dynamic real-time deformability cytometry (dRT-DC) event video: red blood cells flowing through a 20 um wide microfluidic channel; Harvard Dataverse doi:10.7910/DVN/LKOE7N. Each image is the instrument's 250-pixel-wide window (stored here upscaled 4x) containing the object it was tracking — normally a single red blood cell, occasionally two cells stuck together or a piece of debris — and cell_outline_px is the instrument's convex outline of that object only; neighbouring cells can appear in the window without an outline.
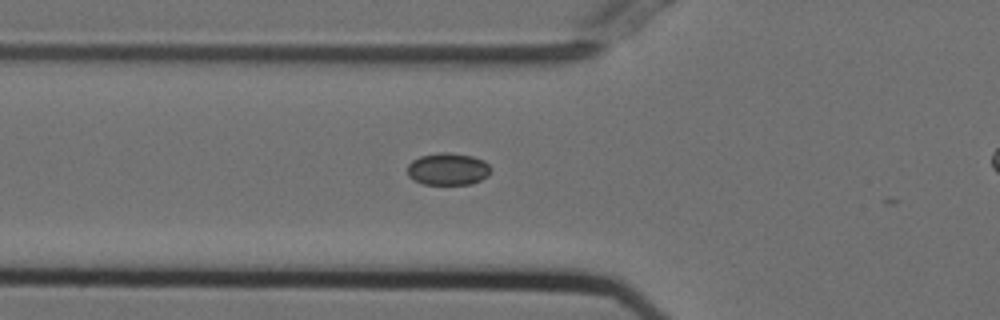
{"species": "Egyptian fruit bat (a non-hibernating species)", "species_latin": "Rousettus aegyptiacus", "temperature_condition": "cold", "stored_images_in_passage": 7, "camera_frame_rate_fps": 3000, "um_per_image_px": 0.085, "animal": {"sex": "female"}, "frame": {"image": 1, "passage_image": 2, "time_ms": 0.333, "image_size_px": [1000, 320], "cell_outline_px": [[492, 168], [488, 176], [472, 184], [424, 184], [408, 176], [408, 164], [412, 160], [420, 156], [440, 152], [448, 152], [472, 156], [484, 160]], "centroid_in_image_um": [38.1, 14.36], "position_along_channel_um": 87.7, "area_um2": 15.66}}
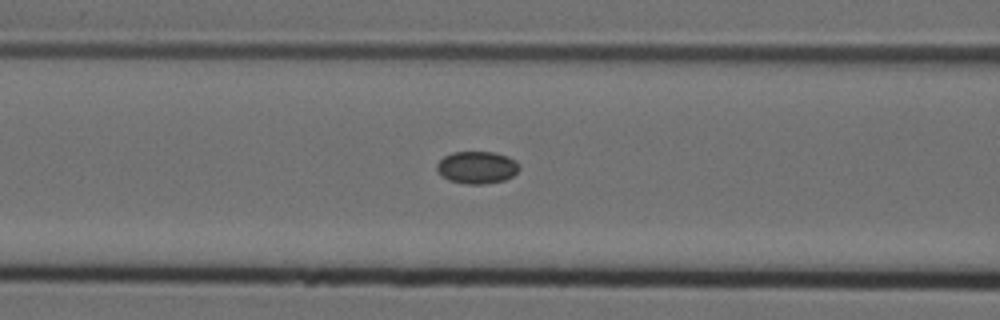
{"frame": {"image": 2, "passage_image": 5, "time_ms": 1.333, "image_size_px": [1000, 320], "cell_outline_px": [[520, 168], [512, 176], [504, 180], [484, 184], [468, 184], [448, 180], [440, 176], [436, 168], [436, 164], [444, 156], [452, 152], [496, 152], [508, 156], [516, 160]], "centroid_in_image_um": [40.53, 14.23], "position_along_channel_um": 126.1, "area_um2": 15.66}}